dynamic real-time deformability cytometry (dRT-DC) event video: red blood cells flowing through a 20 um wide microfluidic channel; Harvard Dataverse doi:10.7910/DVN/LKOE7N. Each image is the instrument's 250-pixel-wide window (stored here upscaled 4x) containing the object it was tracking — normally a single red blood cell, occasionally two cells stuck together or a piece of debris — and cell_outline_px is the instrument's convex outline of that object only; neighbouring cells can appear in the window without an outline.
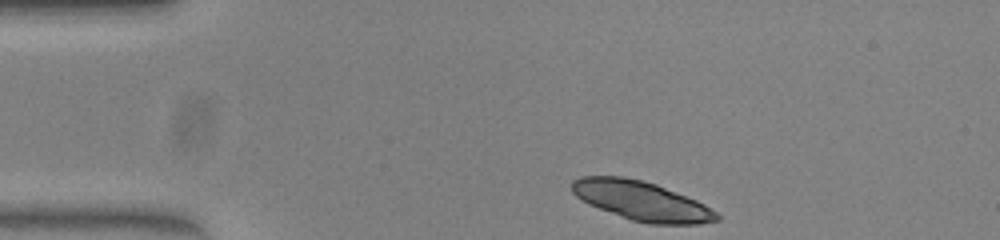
{"species": "common noctule bat (a hibernating species)", "species_latin": "Nyctalus noctula", "temperature_condition": "warm", "stored_images_in_passage": 43, "camera_frame_rate_fps": 3000, "um_per_image_px": 0.085, "animal": {"sex": "female", "body_mass_g": 23.0, "forearm_length_mm": 53.4}, "frame": {"image": 1, "passage_image": 1, "time_ms": 0.0, "image_size_px": [1000, 240], "cell_outline_px": [[720, 220], [700, 224], [648, 224], [632, 220], [588, 204], [576, 196], [572, 192], [572, 180], [580, 176], [624, 176], [656, 184], [696, 200], [704, 204], [716, 212], [720, 216]], "centroid_in_image_um": [54.53, 17.07], "position_along_channel_um": 30.5, "area_um2": 33.0}}